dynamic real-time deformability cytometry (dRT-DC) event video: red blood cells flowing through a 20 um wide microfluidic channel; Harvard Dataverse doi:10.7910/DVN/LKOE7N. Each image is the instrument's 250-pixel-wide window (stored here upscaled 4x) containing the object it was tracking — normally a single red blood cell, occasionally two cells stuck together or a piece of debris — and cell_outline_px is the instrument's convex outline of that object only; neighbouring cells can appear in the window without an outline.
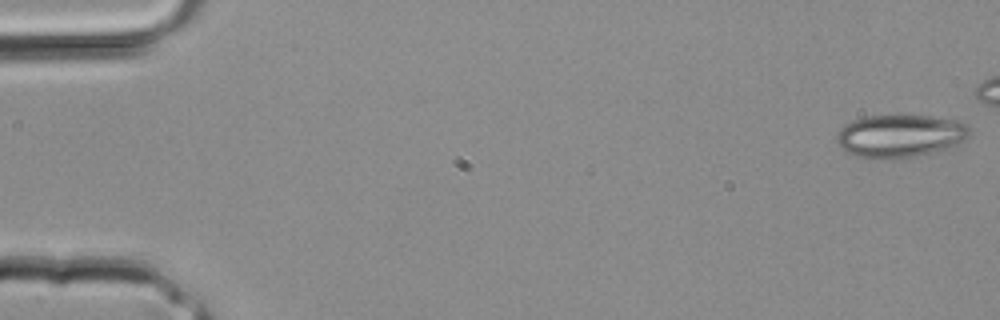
{"species": "common noctule bat (a hibernating species)", "species_latin": "Nyctalus noctula", "temperature_condition": "room temperature", "stored_images_in_passage": 3, "camera_frame_rate_fps": 3000, "um_per_image_px": 0.085, "animal": {"sex": "male", "body_mass_g": 20.4}, "frame": {"image": 1, "passage_image": 3, "time_ms": 0.667, "image_size_px": [1000, 320], "cell_outline_px": [[972, 132], [964, 140], [948, 148], [916, 156], [892, 160], [876, 160], [856, 156], [840, 148], [836, 140], [836, 136], [840, 128], [852, 120], [868, 116], [904, 112], [956, 120], [972, 128]], "centroid_in_image_um": [76.49, 11.53], "position_along_channel_um": 8.5, "area_um2": 34.33}}